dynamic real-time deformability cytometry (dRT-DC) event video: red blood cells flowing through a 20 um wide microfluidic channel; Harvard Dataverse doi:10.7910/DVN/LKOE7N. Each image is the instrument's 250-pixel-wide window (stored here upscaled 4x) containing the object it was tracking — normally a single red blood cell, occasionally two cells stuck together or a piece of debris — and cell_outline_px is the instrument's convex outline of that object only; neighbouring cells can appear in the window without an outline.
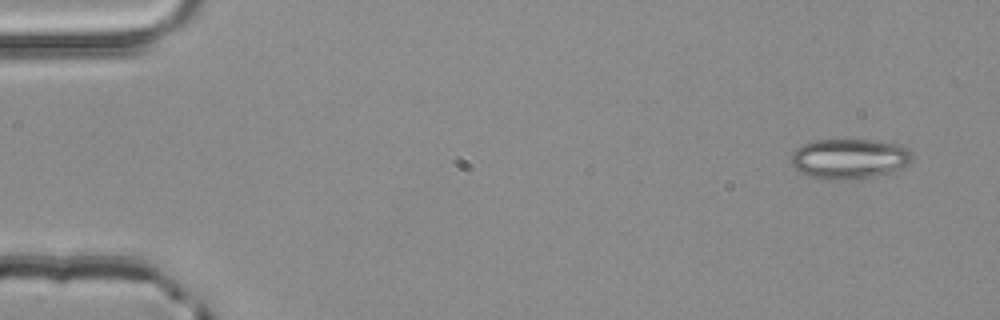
{"species": "common noctule bat (a hibernating species)", "species_latin": "Nyctalus noctula", "temperature_condition": "room temperature", "stored_images_in_passage": 4, "camera_frame_rate_fps": 3000, "um_per_image_px": 0.085, "animal": {"sex": "male", "body_mass_g": 20.4}, "frame": {"image": 1, "passage_image": 1, "time_ms": 0.0, "image_size_px": [1000, 320], "cell_outline_px": [[912, 160], [900, 168], [892, 172], [856, 180], [812, 176], [800, 172], [792, 164], [792, 152], [800, 144], [812, 140], [872, 140], [900, 144], [908, 148], [912, 152]], "centroid_in_image_um": [72.22, 13.46], "position_along_channel_um": 12.8, "area_um2": 28.15}}
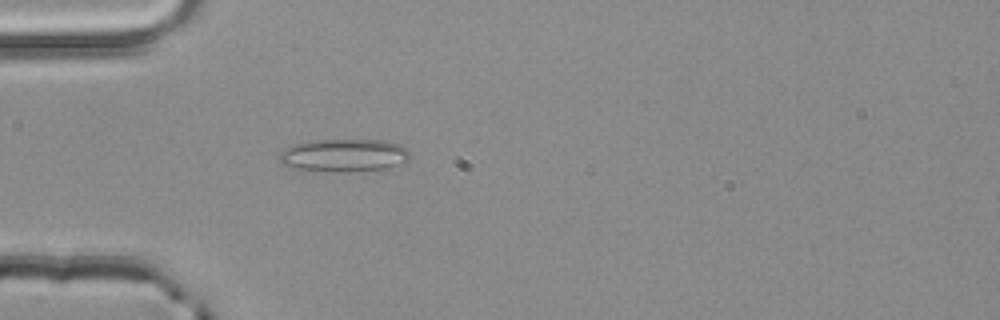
{"frame": {"image": 2, "passage_image": 4, "time_ms": 1.0, "image_size_px": [1000, 320], "cell_outline_px": [[408, 160], [384, 168], [352, 172], [336, 172], [292, 168], [284, 164], [280, 160], [280, 152], [296, 144], [308, 140], [384, 140], [400, 144], [408, 148]], "centroid_in_image_um": [29.24, 13.2], "position_along_channel_um": 55.8, "area_um2": 24.8}}